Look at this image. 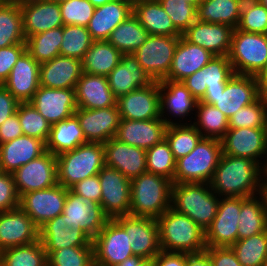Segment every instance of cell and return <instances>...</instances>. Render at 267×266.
<instances>
[{
    "label": "cell",
    "mask_w": 267,
    "mask_h": 266,
    "mask_svg": "<svg viewBox=\"0 0 267 266\" xmlns=\"http://www.w3.org/2000/svg\"><path fill=\"white\" fill-rule=\"evenodd\" d=\"M267 171L249 158L223 154L210 182L219 197L249 198L261 194Z\"/></svg>",
    "instance_id": "obj_1"
},
{
    "label": "cell",
    "mask_w": 267,
    "mask_h": 266,
    "mask_svg": "<svg viewBox=\"0 0 267 266\" xmlns=\"http://www.w3.org/2000/svg\"><path fill=\"white\" fill-rule=\"evenodd\" d=\"M156 221L162 251L187 254L205 251V230L187 215L170 207Z\"/></svg>",
    "instance_id": "obj_2"
},
{
    "label": "cell",
    "mask_w": 267,
    "mask_h": 266,
    "mask_svg": "<svg viewBox=\"0 0 267 266\" xmlns=\"http://www.w3.org/2000/svg\"><path fill=\"white\" fill-rule=\"evenodd\" d=\"M219 200L210 183H172L171 208L187 215L205 231L216 217Z\"/></svg>",
    "instance_id": "obj_3"
},
{
    "label": "cell",
    "mask_w": 267,
    "mask_h": 266,
    "mask_svg": "<svg viewBox=\"0 0 267 266\" xmlns=\"http://www.w3.org/2000/svg\"><path fill=\"white\" fill-rule=\"evenodd\" d=\"M172 181L144 172L131 180L130 215L158 219L171 207Z\"/></svg>",
    "instance_id": "obj_4"
},
{
    "label": "cell",
    "mask_w": 267,
    "mask_h": 266,
    "mask_svg": "<svg viewBox=\"0 0 267 266\" xmlns=\"http://www.w3.org/2000/svg\"><path fill=\"white\" fill-rule=\"evenodd\" d=\"M105 166L103 143L87 142L57 155V183L70 189Z\"/></svg>",
    "instance_id": "obj_5"
},
{
    "label": "cell",
    "mask_w": 267,
    "mask_h": 266,
    "mask_svg": "<svg viewBox=\"0 0 267 266\" xmlns=\"http://www.w3.org/2000/svg\"><path fill=\"white\" fill-rule=\"evenodd\" d=\"M221 155V141L203 137L188 155L176 160L174 183H210Z\"/></svg>",
    "instance_id": "obj_6"
},
{
    "label": "cell",
    "mask_w": 267,
    "mask_h": 266,
    "mask_svg": "<svg viewBox=\"0 0 267 266\" xmlns=\"http://www.w3.org/2000/svg\"><path fill=\"white\" fill-rule=\"evenodd\" d=\"M228 59L237 75L256 76L267 63V34L233 32Z\"/></svg>",
    "instance_id": "obj_7"
},
{
    "label": "cell",
    "mask_w": 267,
    "mask_h": 266,
    "mask_svg": "<svg viewBox=\"0 0 267 266\" xmlns=\"http://www.w3.org/2000/svg\"><path fill=\"white\" fill-rule=\"evenodd\" d=\"M260 97L256 76L234 74L226 83L224 91L205 94L201 101L212 104L230 118L239 109L252 104Z\"/></svg>",
    "instance_id": "obj_8"
},
{
    "label": "cell",
    "mask_w": 267,
    "mask_h": 266,
    "mask_svg": "<svg viewBox=\"0 0 267 266\" xmlns=\"http://www.w3.org/2000/svg\"><path fill=\"white\" fill-rule=\"evenodd\" d=\"M180 36L149 35L134 52L141 67L154 81L167 77Z\"/></svg>",
    "instance_id": "obj_9"
},
{
    "label": "cell",
    "mask_w": 267,
    "mask_h": 266,
    "mask_svg": "<svg viewBox=\"0 0 267 266\" xmlns=\"http://www.w3.org/2000/svg\"><path fill=\"white\" fill-rule=\"evenodd\" d=\"M220 141L223 154L249 158L267 171V128H229Z\"/></svg>",
    "instance_id": "obj_10"
},
{
    "label": "cell",
    "mask_w": 267,
    "mask_h": 266,
    "mask_svg": "<svg viewBox=\"0 0 267 266\" xmlns=\"http://www.w3.org/2000/svg\"><path fill=\"white\" fill-rule=\"evenodd\" d=\"M92 242L94 266H116L134 256L129 234L115 219H109Z\"/></svg>",
    "instance_id": "obj_11"
},
{
    "label": "cell",
    "mask_w": 267,
    "mask_h": 266,
    "mask_svg": "<svg viewBox=\"0 0 267 266\" xmlns=\"http://www.w3.org/2000/svg\"><path fill=\"white\" fill-rule=\"evenodd\" d=\"M159 93L161 118L167 126L192 123L191 120L195 115L193 111H196L198 101L182 82L161 80L159 81Z\"/></svg>",
    "instance_id": "obj_12"
},
{
    "label": "cell",
    "mask_w": 267,
    "mask_h": 266,
    "mask_svg": "<svg viewBox=\"0 0 267 266\" xmlns=\"http://www.w3.org/2000/svg\"><path fill=\"white\" fill-rule=\"evenodd\" d=\"M109 219L101 205L84 200L68 189L63 209V220L68 227L81 229L93 240Z\"/></svg>",
    "instance_id": "obj_13"
},
{
    "label": "cell",
    "mask_w": 267,
    "mask_h": 266,
    "mask_svg": "<svg viewBox=\"0 0 267 266\" xmlns=\"http://www.w3.org/2000/svg\"><path fill=\"white\" fill-rule=\"evenodd\" d=\"M242 197H220L215 219L205 231L207 247H231L238 240Z\"/></svg>",
    "instance_id": "obj_14"
},
{
    "label": "cell",
    "mask_w": 267,
    "mask_h": 266,
    "mask_svg": "<svg viewBox=\"0 0 267 266\" xmlns=\"http://www.w3.org/2000/svg\"><path fill=\"white\" fill-rule=\"evenodd\" d=\"M67 191L57 183L46 189L28 192L20 196L19 207L40 228L63 213Z\"/></svg>",
    "instance_id": "obj_15"
},
{
    "label": "cell",
    "mask_w": 267,
    "mask_h": 266,
    "mask_svg": "<svg viewBox=\"0 0 267 266\" xmlns=\"http://www.w3.org/2000/svg\"><path fill=\"white\" fill-rule=\"evenodd\" d=\"M234 74L228 56H214L206 66L181 82L197 101H201L205 94L224 91L226 83Z\"/></svg>",
    "instance_id": "obj_16"
},
{
    "label": "cell",
    "mask_w": 267,
    "mask_h": 266,
    "mask_svg": "<svg viewBox=\"0 0 267 266\" xmlns=\"http://www.w3.org/2000/svg\"><path fill=\"white\" fill-rule=\"evenodd\" d=\"M98 177L102 187L100 205L104 213L110 219L130 215L131 180L108 166L100 170Z\"/></svg>",
    "instance_id": "obj_17"
},
{
    "label": "cell",
    "mask_w": 267,
    "mask_h": 266,
    "mask_svg": "<svg viewBox=\"0 0 267 266\" xmlns=\"http://www.w3.org/2000/svg\"><path fill=\"white\" fill-rule=\"evenodd\" d=\"M19 196L57 184V156L45 151L13 174Z\"/></svg>",
    "instance_id": "obj_18"
},
{
    "label": "cell",
    "mask_w": 267,
    "mask_h": 266,
    "mask_svg": "<svg viewBox=\"0 0 267 266\" xmlns=\"http://www.w3.org/2000/svg\"><path fill=\"white\" fill-rule=\"evenodd\" d=\"M129 234L133 255L154 259L161 251L159 229L156 219L131 215L114 218Z\"/></svg>",
    "instance_id": "obj_19"
},
{
    "label": "cell",
    "mask_w": 267,
    "mask_h": 266,
    "mask_svg": "<svg viewBox=\"0 0 267 266\" xmlns=\"http://www.w3.org/2000/svg\"><path fill=\"white\" fill-rule=\"evenodd\" d=\"M116 105L121 119L153 120L161 118L159 81L119 96Z\"/></svg>",
    "instance_id": "obj_20"
},
{
    "label": "cell",
    "mask_w": 267,
    "mask_h": 266,
    "mask_svg": "<svg viewBox=\"0 0 267 266\" xmlns=\"http://www.w3.org/2000/svg\"><path fill=\"white\" fill-rule=\"evenodd\" d=\"M74 115L87 142L105 143L115 138L121 120L117 105L100 109L77 108Z\"/></svg>",
    "instance_id": "obj_21"
},
{
    "label": "cell",
    "mask_w": 267,
    "mask_h": 266,
    "mask_svg": "<svg viewBox=\"0 0 267 266\" xmlns=\"http://www.w3.org/2000/svg\"><path fill=\"white\" fill-rule=\"evenodd\" d=\"M30 103L51 125L71 117L77 110L75 89L39 86Z\"/></svg>",
    "instance_id": "obj_22"
},
{
    "label": "cell",
    "mask_w": 267,
    "mask_h": 266,
    "mask_svg": "<svg viewBox=\"0 0 267 266\" xmlns=\"http://www.w3.org/2000/svg\"><path fill=\"white\" fill-rule=\"evenodd\" d=\"M39 240V228L20 208L0 212V252Z\"/></svg>",
    "instance_id": "obj_23"
},
{
    "label": "cell",
    "mask_w": 267,
    "mask_h": 266,
    "mask_svg": "<svg viewBox=\"0 0 267 266\" xmlns=\"http://www.w3.org/2000/svg\"><path fill=\"white\" fill-rule=\"evenodd\" d=\"M234 30L235 28L226 24L196 20L182 36L215 56H228Z\"/></svg>",
    "instance_id": "obj_24"
},
{
    "label": "cell",
    "mask_w": 267,
    "mask_h": 266,
    "mask_svg": "<svg viewBox=\"0 0 267 266\" xmlns=\"http://www.w3.org/2000/svg\"><path fill=\"white\" fill-rule=\"evenodd\" d=\"M40 64L25 50L2 84L20 103L30 102L38 90Z\"/></svg>",
    "instance_id": "obj_25"
},
{
    "label": "cell",
    "mask_w": 267,
    "mask_h": 266,
    "mask_svg": "<svg viewBox=\"0 0 267 266\" xmlns=\"http://www.w3.org/2000/svg\"><path fill=\"white\" fill-rule=\"evenodd\" d=\"M105 166L117 169L132 180L147 171L146 150L111 138L103 143Z\"/></svg>",
    "instance_id": "obj_26"
},
{
    "label": "cell",
    "mask_w": 267,
    "mask_h": 266,
    "mask_svg": "<svg viewBox=\"0 0 267 266\" xmlns=\"http://www.w3.org/2000/svg\"><path fill=\"white\" fill-rule=\"evenodd\" d=\"M167 125L162 118L153 120L121 119L115 138L123 143L148 150L165 138Z\"/></svg>",
    "instance_id": "obj_27"
},
{
    "label": "cell",
    "mask_w": 267,
    "mask_h": 266,
    "mask_svg": "<svg viewBox=\"0 0 267 266\" xmlns=\"http://www.w3.org/2000/svg\"><path fill=\"white\" fill-rule=\"evenodd\" d=\"M82 74L81 60L59 55L40 64L39 84L52 89H75Z\"/></svg>",
    "instance_id": "obj_28"
},
{
    "label": "cell",
    "mask_w": 267,
    "mask_h": 266,
    "mask_svg": "<svg viewBox=\"0 0 267 266\" xmlns=\"http://www.w3.org/2000/svg\"><path fill=\"white\" fill-rule=\"evenodd\" d=\"M106 77L116 98L154 82L133 54H123L119 64Z\"/></svg>",
    "instance_id": "obj_29"
},
{
    "label": "cell",
    "mask_w": 267,
    "mask_h": 266,
    "mask_svg": "<svg viewBox=\"0 0 267 266\" xmlns=\"http://www.w3.org/2000/svg\"><path fill=\"white\" fill-rule=\"evenodd\" d=\"M214 56L210 51L180 36L170 70L164 80L181 82L206 66Z\"/></svg>",
    "instance_id": "obj_30"
},
{
    "label": "cell",
    "mask_w": 267,
    "mask_h": 266,
    "mask_svg": "<svg viewBox=\"0 0 267 266\" xmlns=\"http://www.w3.org/2000/svg\"><path fill=\"white\" fill-rule=\"evenodd\" d=\"M39 240L45 251L61 248L93 246L92 239L81 229L70 228L63 220V213L39 228Z\"/></svg>",
    "instance_id": "obj_31"
},
{
    "label": "cell",
    "mask_w": 267,
    "mask_h": 266,
    "mask_svg": "<svg viewBox=\"0 0 267 266\" xmlns=\"http://www.w3.org/2000/svg\"><path fill=\"white\" fill-rule=\"evenodd\" d=\"M45 151L46 144L42 140L27 135L0 144L1 171L13 174Z\"/></svg>",
    "instance_id": "obj_32"
},
{
    "label": "cell",
    "mask_w": 267,
    "mask_h": 266,
    "mask_svg": "<svg viewBox=\"0 0 267 266\" xmlns=\"http://www.w3.org/2000/svg\"><path fill=\"white\" fill-rule=\"evenodd\" d=\"M77 108L100 109L116 106L117 98L111 91L106 76L83 72L75 87Z\"/></svg>",
    "instance_id": "obj_33"
},
{
    "label": "cell",
    "mask_w": 267,
    "mask_h": 266,
    "mask_svg": "<svg viewBox=\"0 0 267 266\" xmlns=\"http://www.w3.org/2000/svg\"><path fill=\"white\" fill-rule=\"evenodd\" d=\"M133 13L129 0H113L96 7L87 29L94 41L108 40L112 31Z\"/></svg>",
    "instance_id": "obj_34"
},
{
    "label": "cell",
    "mask_w": 267,
    "mask_h": 266,
    "mask_svg": "<svg viewBox=\"0 0 267 266\" xmlns=\"http://www.w3.org/2000/svg\"><path fill=\"white\" fill-rule=\"evenodd\" d=\"M20 9L26 38L64 25L56 2L43 0L20 6Z\"/></svg>",
    "instance_id": "obj_35"
},
{
    "label": "cell",
    "mask_w": 267,
    "mask_h": 266,
    "mask_svg": "<svg viewBox=\"0 0 267 266\" xmlns=\"http://www.w3.org/2000/svg\"><path fill=\"white\" fill-rule=\"evenodd\" d=\"M133 14L149 35L182 36L158 0L134 4Z\"/></svg>",
    "instance_id": "obj_36"
},
{
    "label": "cell",
    "mask_w": 267,
    "mask_h": 266,
    "mask_svg": "<svg viewBox=\"0 0 267 266\" xmlns=\"http://www.w3.org/2000/svg\"><path fill=\"white\" fill-rule=\"evenodd\" d=\"M238 240L267 231V208L262 194L243 198L238 219Z\"/></svg>",
    "instance_id": "obj_37"
},
{
    "label": "cell",
    "mask_w": 267,
    "mask_h": 266,
    "mask_svg": "<svg viewBox=\"0 0 267 266\" xmlns=\"http://www.w3.org/2000/svg\"><path fill=\"white\" fill-rule=\"evenodd\" d=\"M122 55L108 40L93 41L81 60L83 72L107 76L119 64Z\"/></svg>",
    "instance_id": "obj_38"
},
{
    "label": "cell",
    "mask_w": 267,
    "mask_h": 266,
    "mask_svg": "<svg viewBox=\"0 0 267 266\" xmlns=\"http://www.w3.org/2000/svg\"><path fill=\"white\" fill-rule=\"evenodd\" d=\"M84 143H87V141L79 121L75 115H72L59 123L51 125L46 150L57 156Z\"/></svg>",
    "instance_id": "obj_39"
},
{
    "label": "cell",
    "mask_w": 267,
    "mask_h": 266,
    "mask_svg": "<svg viewBox=\"0 0 267 266\" xmlns=\"http://www.w3.org/2000/svg\"><path fill=\"white\" fill-rule=\"evenodd\" d=\"M244 0H201L197 6V20L226 24L237 28Z\"/></svg>",
    "instance_id": "obj_40"
},
{
    "label": "cell",
    "mask_w": 267,
    "mask_h": 266,
    "mask_svg": "<svg viewBox=\"0 0 267 266\" xmlns=\"http://www.w3.org/2000/svg\"><path fill=\"white\" fill-rule=\"evenodd\" d=\"M149 33L132 13L111 33L108 41L122 54L134 53L148 38Z\"/></svg>",
    "instance_id": "obj_41"
},
{
    "label": "cell",
    "mask_w": 267,
    "mask_h": 266,
    "mask_svg": "<svg viewBox=\"0 0 267 266\" xmlns=\"http://www.w3.org/2000/svg\"><path fill=\"white\" fill-rule=\"evenodd\" d=\"M20 6L8 0L0 1V48L25 44Z\"/></svg>",
    "instance_id": "obj_42"
},
{
    "label": "cell",
    "mask_w": 267,
    "mask_h": 266,
    "mask_svg": "<svg viewBox=\"0 0 267 266\" xmlns=\"http://www.w3.org/2000/svg\"><path fill=\"white\" fill-rule=\"evenodd\" d=\"M192 125L206 138L221 139L229 129V118L212 104L197 102Z\"/></svg>",
    "instance_id": "obj_43"
},
{
    "label": "cell",
    "mask_w": 267,
    "mask_h": 266,
    "mask_svg": "<svg viewBox=\"0 0 267 266\" xmlns=\"http://www.w3.org/2000/svg\"><path fill=\"white\" fill-rule=\"evenodd\" d=\"M63 26L25 39L26 51L39 63L50 61L60 55Z\"/></svg>",
    "instance_id": "obj_44"
},
{
    "label": "cell",
    "mask_w": 267,
    "mask_h": 266,
    "mask_svg": "<svg viewBox=\"0 0 267 266\" xmlns=\"http://www.w3.org/2000/svg\"><path fill=\"white\" fill-rule=\"evenodd\" d=\"M0 266H48L47 253L40 240L10 247L0 252Z\"/></svg>",
    "instance_id": "obj_45"
},
{
    "label": "cell",
    "mask_w": 267,
    "mask_h": 266,
    "mask_svg": "<svg viewBox=\"0 0 267 266\" xmlns=\"http://www.w3.org/2000/svg\"><path fill=\"white\" fill-rule=\"evenodd\" d=\"M202 138L201 133L192 124L170 125L165 131V139L175 160L188 155Z\"/></svg>",
    "instance_id": "obj_46"
},
{
    "label": "cell",
    "mask_w": 267,
    "mask_h": 266,
    "mask_svg": "<svg viewBox=\"0 0 267 266\" xmlns=\"http://www.w3.org/2000/svg\"><path fill=\"white\" fill-rule=\"evenodd\" d=\"M231 248L242 266H262L267 260V231L237 240Z\"/></svg>",
    "instance_id": "obj_47"
},
{
    "label": "cell",
    "mask_w": 267,
    "mask_h": 266,
    "mask_svg": "<svg viewBox=\"0 0 267 266\" xmlns=\"http://www.w3.org/2000/svg\"><path fill=\"white\" fill-rule=\"evenodd\" d=\"M146 166L147 172L164 176L174 183L176 160L165 138L146 150Z\"/></svg>",
    "instance_id": "obj_48"
},
{
    "label": "cell",
    "mask_w": 267,
    "mask_h": 266,
    "mask_svg": "<svg viewBox=\"0 0 267 266\" xmlns=\"http://www.w3.org/2000/svg\"><path fill=\"white\" fill-rule=\"evenodd\" d=\"M93 41L87 27L63 25L60 55L82 60Z\"/></svg>",
    "instance_id": "obj_49"
},
{
    "label": "cell",
    "mask_w": 267,
    "mask_h": 266,
    "mask_svg": "<svg viewBox=\"0 0 267 266\" xmlns=\"http://www.w3.org/2000/svg\"><path fill=\"white\" fill-rule=\"evenodd\" d=\"M16 113L22 127L23 135L48 141L51 124L30 103H19Z\"/></svg>",
    "instance_id": "obj_50"
},
{
    "label": "cell",
    "mask_w": 267,
    "mask_h": 266,
    "mask_svg": "<svg viewBox=\"0 0 267 266\" xmlns=\"http://www.w3.org/2000/svg\"><path fill=\"white\" fill-rule=\"evenodd\" d=\"M267 128V99L257 101L239 109L229 118V128Z\"/></svg>",
    "instance_id": "obj_51"
},
{
    "label": "cell",
    "mask_w": 267,
    "mask_h": 266,
    "mask_svg": "<svg viewBox=\"0 0 267 266\" xmlns=\"http://www.w3.org/2000/svg\"><path fill=\"white\" fill-rule=\"evenodd\" d=\"M48 266H94V246L46 251Z\"/></svg>",
    "instance_id": "obj_52"
},
{
    "label": "cell",
    "mask_w": 267,
    "mask_h": 266,
    "mask_svg": "<svg viewBox=\"0 0 267 266\" xmlns=\"http://www.w3.org/2000/svg\"><path fill=\"white\" fill-rule=\"evenodd\" d=\"M237 29L248 33L267 34V9L257 0H244Z\"/></svg>",
    "instance_id": "obj_53"
},
{
    "label": "cell",
    "mask_w": 267,
    "mask_h": 266,
    "mask_svg": "<svg viewBox=\"0 0 267 266\" xmlns=\"http://www.w3.org/2000/svg\"><path fill=\"white\" fill-rule=\"evenodd\" d=\"M174 27L183 34L196 20L197 7L184 0H158Z\"/></svg>",
    "instance_id": "obj_54"
},
{
    "label": "cell",
    "mask_w": 267,
    "mask_h": 266,
    "mask_svg": "<svg viewBox=\"0 0 267 266\" xmlns=\"http://www.w3.org/2000/svg\"><path fill=\"white\" fill-rule=\"evenodd\" d=\"M59 6L64 25L84 27L88 26L96 8L89 0H67Z\"/></svg>",
    "instance_id": "obj_55"
},
{
    "label": "cell",
    "mask_w": 267,
    "mask_h": 266,
    "mask_svg": "<svg viewBox=\"0 0 267 266\" xmlns=\"http://www.w3.org/2000/svg\"><path fill=\"white\" fill-rule=\"evenodd\" d=\"M20 196L16 189L13 175L0 172V212L19 207Z\"/></svg>",
    "instance_id": "obj_56"
},
{
    "label": "cell",
    "mask_w": 267,
    "mask_h": 266,
    "mask_svg": "<svg viewBox=\"0 0 267 266\" xmlns=\"http://www.w3.org/2000/svg\"><path fill=\"white\" fill-rule=\"evenodd\" d=\"M26 50V44H15L0 48V85L10 75L19 56Z\"/></svg>",
    "instance_id": "obj_57"
},
{
    "label": "cell",
    "mask_w": 267,
    "mask_h": 266,
    "mask_svg": "<svg viewBox=\"0 0 267 266\" xmlns=\"http://www.w3.org/2000/svg\"><path fill=\"white\" fill-rule=\"evenodd\" d=\"M70 190L84 200H91L99 205L101 203L102 187L98 174L81 180L72 186Z\"/></svg>",
    "instance_id": "obj_58"
},
{
    "label": "cell",
    "mask_w": 267,
    "mask_h": 266,
    "mask_svg": "<svg viewBox=\"0 0 267 266\" xmlns=\"http://www.w3.org/2000/svg\"><path fill=\"white\" fill-rule=\"evenodd\" d=\"M211 266H242L231 247H206Z\"/></svg>",
    "instance_id": "obj_59"
},
{
    "label": "cell",
    "mask_w": 267,
    "mask_h": 266,
    "mask_svg": "<svg viewBox=\"0 0 267 266\" xmlns=\"http://www.w3.org/2000/svg\"><path fill=\"white\" fill-rule=\"evenodd\" d=\"M22 135L23 131L17 113L8 117L0 126V144L16 139Z\"/></svg>",
    "instance_id": "obj_60"
},
{
    "label": "cell",
    "mask_w": 267,
    "mask_h": 266,
    "mask_svg": "<svg viewBox=\"0 0 267 266\" xmlns=\"http://www.w3.org/2000/svg\"><path fill=\"white\" fill-rule=\"evenodd\" d=\"M19 103L3 85H0V126L8 117L16 113Z\"/></svg>",
    "instance_id": "obj_61"
},
{
    "label": "cell",
    "mask_w": 267,
    "mask_h": 266,
    "mask_svg": "<svg viewBox=\"0 0 267 266\" xmlns=\"http://www.w3.org/2000/svg\"><path fill=\"white\" fill-rule=\"evenodd\" d=\"M154 266H186V253L160 251L153 259Z\"/></svg>",
    "instance_id": "obj_62"
},
{
    "label": "cell",
    "mask_w": 267,
    "mask_h": 266,
    "mask_svg": "<svg viewBox=\"0 0 267 266\" xmlns=\"http://www.w3.org/2000/svg\"><path fill=\"white\" fill-rule=\"evenodd\" d=\"M186 266H211L209 254L206 251L186 253Z\"/></svg>",
    "instance_id": "obj_63"
},
{
    "label": "cell",
    "mask_w": 267,
    "mask_h": 266,
    "mask_svg": "<svg viewBox=\"0 0 267 266\" xmlns=\"http://www.w3.org/2000/svg\"><path fill=\"white\" fill-rule=\"evenodd\" d=\"M116 266H154L153 259H144L141 256H132Z\"/></svg>",
    "instance_id": "obj_64"
},
{
    "label": "cell",
    "mask_w": 267,
    "mask_h": 266,
    "mask_svg": "<svg viewBox=\"0 0 267 266\" xmlns=\"http://www.w3.org/2000/svg\"><path fill=\"white\" fill-rule=\"evenodd\" d=\"M260 95L267 99V63L256 75Z\"/></svg>",
    "instance_id": "obj_65"
},
{
    "label": "cell",
    "mask_w": 267,
    "mask_h": 266,
    "mask_svg": "<svg viewBox=\"0 0 267 266\" xmlns=\"http://www.w3.org/2000/svg\"><path fill=\"white\" fill-rule=\"evenodd\" d=\"M9 2L15 3L18 6H24L31 3H36L43 0H8Z\"/></svg>",
    "instance_id": "obj_66"
},
{
    "label": "cell",
    "mask_w": 267,
    "mask_h": 266,
    "mask_svg": "<svg viewBox=\"0 0 267 266\" xmlns=\"http://www.w3.org/2000/svg\"><path fill=\"white\" fill-rule=\"evenodd\" d=\"M261 194L264 196L265 198V203H266V208H267V173L264 177V181H263V185H262V192Z\"/></svg>",
    "instance_id": "obj_67"
},
{
    "label": "cell",
    "mask_w": 267,
    "mask_h": 266,
    "mask_svg": "<svg viewBox=\"0 0 267 266\" xmlns=\"http://www.w3.org/2000/svg\"><path fill=\"white\" fill-rule=\"evenodd\" d=\"M93 6L99 7L113 0H89Z\"/></svg>",
    "instance_id": "obj_68"
},
{
    "label": "cell",
    "mask_w": 267,
    "mask_h": 266,
    "mask_svg": "<svg viewBox=\"0 0 267 266\" xmlns=\"http://www.w3.org/2000/svg\"><path fill=\"white\" fill-rule=\"evenodd\" d=\"M132 5L140 2L157 1V0H129Z\"/></svg>",
    "instance_id": "obj_69"
},
{
    "label": "cell",
    "mask_w": 267,
    "mask_h": 266,
    "mask_svg": "<svg viewBox=\"0 0 267 266\" xmlns=\"http://www.w3.org/2000/svg\"><path fill=\"white\" fill-rule=\"evenodd\" d=\"M185 2H188L190 4L195 5L196 7L198 6V4L201 2V0H184Z\"/></svg>",
    "instance_id": "obj_70"
},
{
    "label": "cell",
    "mask_w": 267,
    "mask_h": 266,
    "mask_svg": "<svg viewBox=\"0 0 267 266\" xmlns=\"http://www.w3.org/2000/svg\"><path fill=\"white\" fill-rule=\"evenodd\" d=\"M257 1L267 9V0H257Z\"/></svg>",
    "instance_id": "obj_71"
},
{
    "label": "cell",
    "mask_w": 267,
    "mask_h": 266,
    "mask_svg": "<svg viewBox=\"0 0 267 266\" xmlns=\"http://www.w3.org/2000/svg\"><path fill=\"white\" fill-rule=\"evenodd\" d=\"M50 1L56 2L58 4H61L63 2H66L67 0H50Z\"/></svg>",
    "instance_id": "obj_72"
},
{
    "label": "cell",
    "mask_w": 267,
    "mask_h": 266,
    "mask_svg": "<svg viewBox=\"0 0 267 266\" xmlns=\"http://www.w3.org/2000/svg\"><path fill=\"white\" fill-rule=\"evenodd\" d=\"M262 266H267V260L262 264Z\"/></svg>",
    "instance_id": "obj_73"
}]
</instances>
